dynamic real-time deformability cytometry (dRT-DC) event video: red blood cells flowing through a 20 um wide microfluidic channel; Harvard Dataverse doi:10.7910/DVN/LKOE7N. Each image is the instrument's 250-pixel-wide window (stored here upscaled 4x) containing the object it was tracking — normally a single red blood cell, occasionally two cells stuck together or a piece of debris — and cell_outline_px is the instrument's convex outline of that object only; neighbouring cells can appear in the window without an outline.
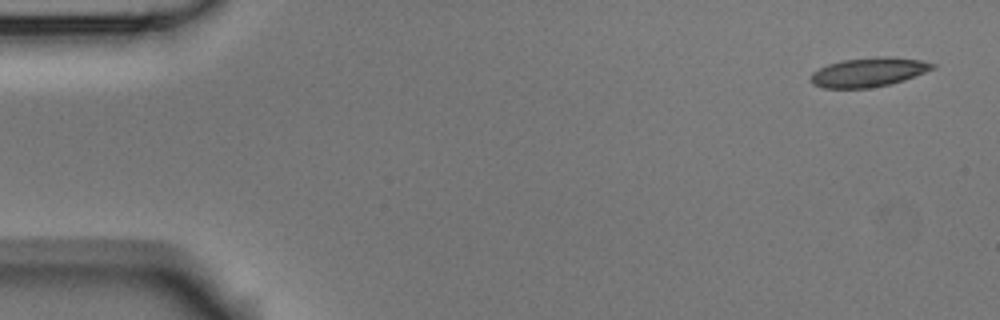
{"species": "Egyptian fruit bat (a non-hibernating species)", "species_latin": "Rousettus aegyptiacus", "temperature_condition": "room temperature", "stored_images_in_passage": 2, "camera_frame_rate_fps": 3000, "um_per_image_px": 0.085, "animal": {"sex": "male"}, "frame": {"image": 1, "passage_image": 1, "time_ms": 0.0, "image_size_px": [1000, 320], "cell_outline_px": [[936, 68], [904, 80], [892, 84], [868, 88], [824, 88], [812, 84], [808, 80], [812, 72], [828, 64], [844, 60], [876, 56], [892, 56], [920, 60], [936, 64]], "centroid_in_image_um": [73.83, 6.13], "position_along_channel_um": 11.2, "area_um2": 20.92}}